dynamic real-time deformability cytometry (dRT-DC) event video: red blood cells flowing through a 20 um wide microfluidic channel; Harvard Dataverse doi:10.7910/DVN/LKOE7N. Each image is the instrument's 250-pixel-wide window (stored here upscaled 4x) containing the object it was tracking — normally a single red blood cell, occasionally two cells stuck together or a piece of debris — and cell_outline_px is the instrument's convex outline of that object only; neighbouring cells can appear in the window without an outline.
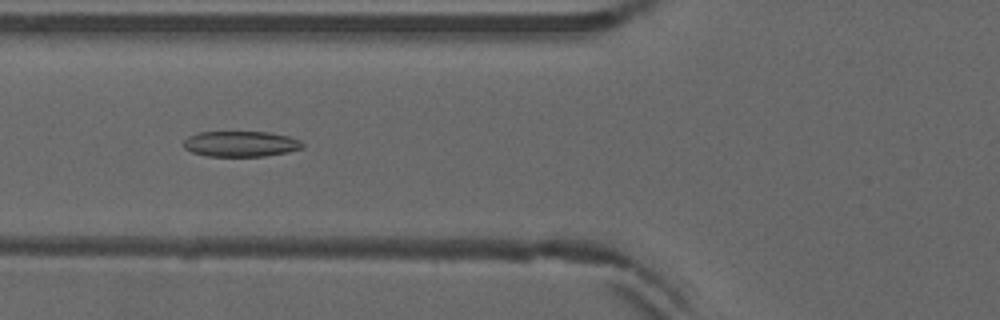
{"species": "common noctule bat (a hibernating species)", "species_latin": "Nyctalus noctula", "temperature_condition": "warm", "stored_images_in_passage": 51, "camera_frame_rate_fps": 3000, "um_per_image_px": 0.085, "animal": {"sex": "male", "forearm_length_mm": 52.5}, "frame": {"image": 1, "passage_image": 20, "time_ms": 6.333, "image_size_px": [1000, 320], "cell_outline_px": [[304, 148], [288, 152], [264, 156], [208, 156], [192, 152], [184, 148], [184, 140], [188, 136], [196, 132], [268, 132], [288, 136], [300, 140], [304, 144]], "centroid_in_image_um": [20.47, 12.23], "position_along_channel_um": 105.3, "area_um2": 17.8}}
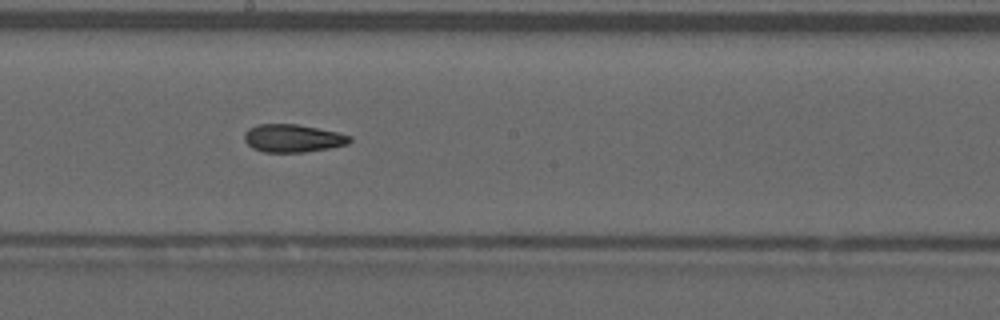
{"frame": {"image": 2, "passage_image": 29, "time_ms": 9.333, "image_size_px": [1000, 320], "cell_outline_px": [[352, 140], [348, 144], [328, 148], [304, 152], [264, 152], [252, 148], [244, 140], [244, 132], [248, 128], [256, 124], [296, 124], [336, 132], [352, 136]], "centroid_in_image_um": [24.86, 11.75], "position_along_channel_um": 223.3, "area_um2": 17.11}}
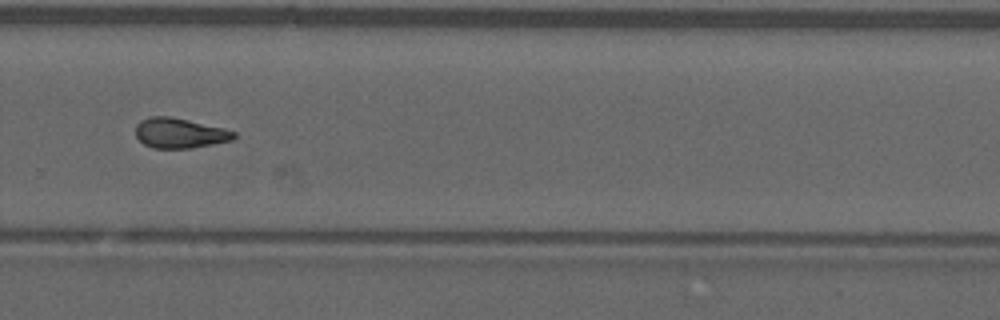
{"frame": {"image": 3, "passage_image": 36, "time_ms": 11.667, "image_size_px": [1000, 320], "cell_outline_px": [[236, 136], [232, 140], [188, 148], [152, 148], [144, 144], [136, 136], [136, 124], [140, 120], [152, 116], [172, 116], [224, 128], [236, 132]], "centroid_in_image_um": [15.25, 11.3], "position_along_channel_um": 314.5, "area_um2": 17.17}}